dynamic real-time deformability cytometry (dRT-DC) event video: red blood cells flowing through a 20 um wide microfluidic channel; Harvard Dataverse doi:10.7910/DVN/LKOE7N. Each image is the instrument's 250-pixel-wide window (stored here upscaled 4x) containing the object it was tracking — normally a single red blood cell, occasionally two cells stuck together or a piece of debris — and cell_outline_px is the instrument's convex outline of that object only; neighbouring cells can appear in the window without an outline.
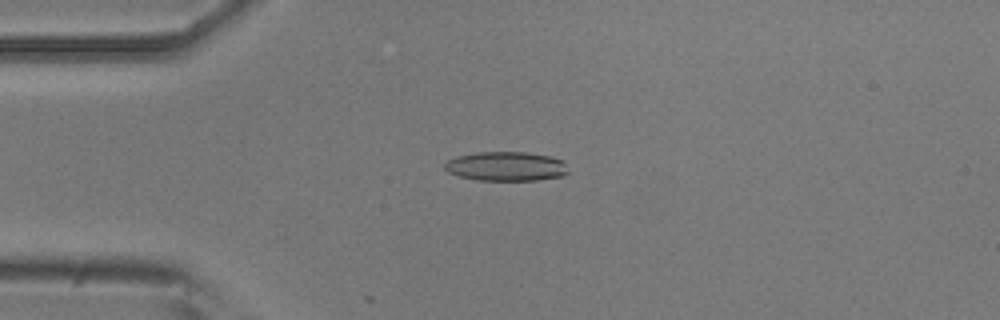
{"species": "common noctule bat (a hibernating species)", "species_latin": "Nyctalus noctula", "temperature_condition": "room temperature", "stored_images_in_passage": 3, "camera_frame_rate_fps": 3000, "um_per_image_px": 0.085, "animal": {"sex": "male", "body_mass_g": 20.5, "forearm_length_mm": 52.5}, "frame": {"image": 1, "passage_image": 3, "time_ms": 0.667, "image_size_px": [1000, 320], "cell_outline_px": [[568, 172], [560, 176], [536, 180], [476, 180], [460, 176], [448, 172], [444, 168], [444, 164], [448, 160], [456, 156], [476, 152], [524, 152], [552, 156], [560, 160], [564, 164]], "centroid_in_image_um": [42.97, 14.13], "position_along_channel_um": 42.0, "area_um2": 20.92}}